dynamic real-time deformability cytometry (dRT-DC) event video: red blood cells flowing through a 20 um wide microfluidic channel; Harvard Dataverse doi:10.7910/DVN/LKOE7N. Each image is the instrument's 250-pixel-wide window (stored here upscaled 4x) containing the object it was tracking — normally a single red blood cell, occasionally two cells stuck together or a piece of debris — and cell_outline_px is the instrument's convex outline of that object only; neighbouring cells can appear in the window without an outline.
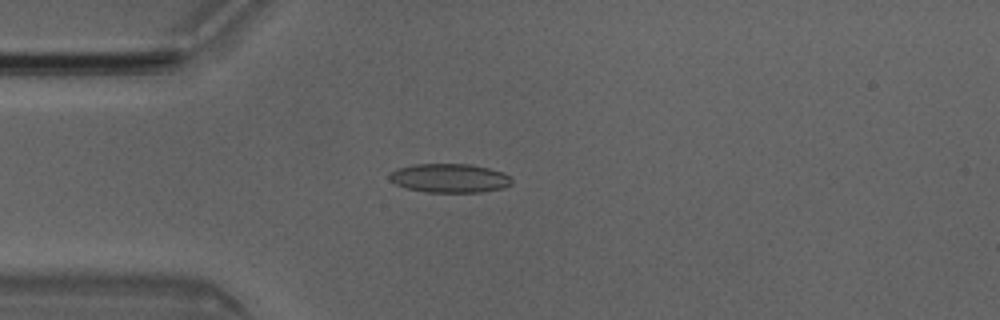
{"species": "Egyptian fruit bat (a non-hibernating species)", "species_latin": "Rousettus aegyptiacus", "temperature_condition": "room temperature", "stored_images_in_passage": 50, "camera_frame_rate_fps": 3000, "um_per_image_px": 0.085, "animal": {"sex": "male"}, "frame": {"image": 1, "passage_image": 13, "time_ms": 4.0, "image_size_px": [1000, 320], "cell_outline_px": [[512, 184], [504, 188], [484, 192], [424, 192], [404, 188], [388, 180], [388, 176], [396, 168], [416, 164], [472, 164], [504, 172], [512, 180]], "centroid_in_image_um": [38.2, 15.15], "position_along_channel_um": 46.8, "area_um2": 20.87}}
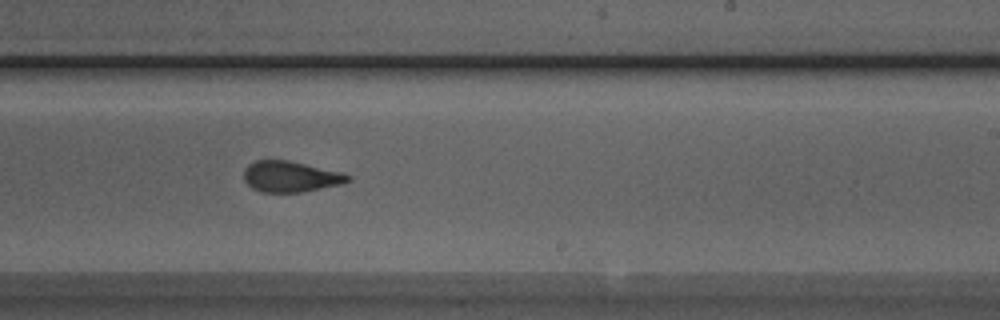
{"frame": {"image": 2, "passage_image": 30, "time_ms": 9.667, "image_size_px": [1000, 320], "cell_outline_px": [[352, 180], [344, 184], [300, 192], [260, 192], [252, 188], [244, 180], [244, 168], [248, 164], [256, 160], [288, 160], [344, 172], [352, 176]], "centroid_in_image_um": [24.74, 15.0], "position_along_channel_um": 264.3, "area_um2": 19.02}}
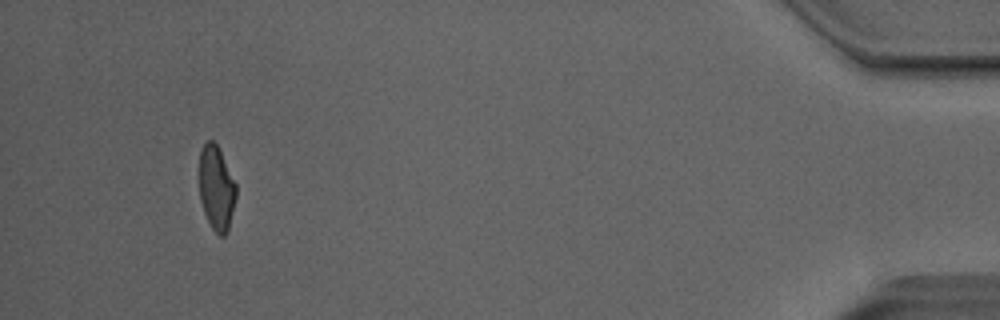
{"frame": {"image": 3, "passage_image": 47, "time_ms": 15.333, "image_size_px": [1000, 320], "cell_outline_px": [[236, 196], [228, 232], [224, 236], [220, 236], [212, 228], [204, 212], [200, 200], [200, 152], [204, 144], [208, 140], [212, 140], [216, 144], [236, 184]], "centroid_in_image_um": [18.4, 16.02], "position_along_channel_um": 416.8, "area_um2": 17.8}, "authors_computed_cell_mechanics": {"area_um2": 19.7676, "velocity_mm_per_s": 4.0637, "shape_relaxation_time_tau1_ms": null, "shape_relaxation_time_tau2_ms": 1.3806, "deformation_change_tau1": null, "deformation_change_tau2": 0.086}}